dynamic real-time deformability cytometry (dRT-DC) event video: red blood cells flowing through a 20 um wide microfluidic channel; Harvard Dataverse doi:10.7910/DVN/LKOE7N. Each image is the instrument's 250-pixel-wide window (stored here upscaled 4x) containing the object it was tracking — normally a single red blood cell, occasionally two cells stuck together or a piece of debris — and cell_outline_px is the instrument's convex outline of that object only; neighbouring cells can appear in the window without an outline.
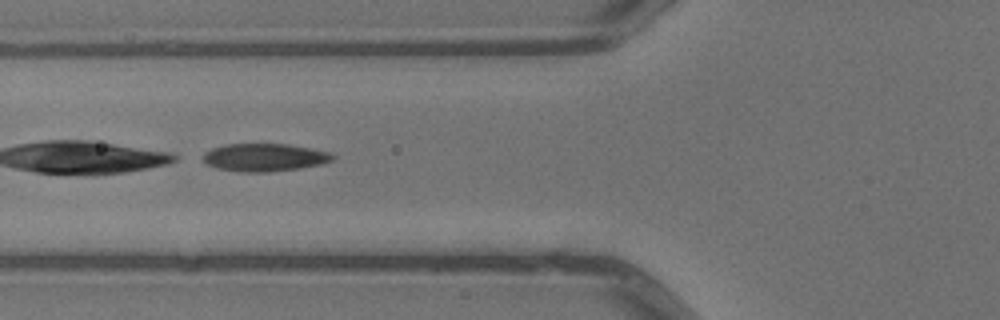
{"species": "common noctule bat (a hibernating species)", "species_latin": "Nyctalus noctula", "temperature_condition": "warm", "stored_images_in_passage": 8, "camera_frame_rate_fps": 3000, "um_per_image_px": 0.085, "animal": {"sex": "male", "body_mass_g": 13.3}, "frame": {"image": 1, "passage_image": 6, "time_ms": 1.667, "image_size_px": [1000, 320], "cell_outline_px": [[336, 156], [332, 160], [324, 164], [300, 168], [268, 172], [240, 172], [216, 168], [204, 164], [196, 156], [212, 148], [224, 144], [288, 144], [328, 152]], "centroid_in_image_um": [22.37, 13.39], "position_along_channel_um": 103.4, "area_um2": 21.44}}
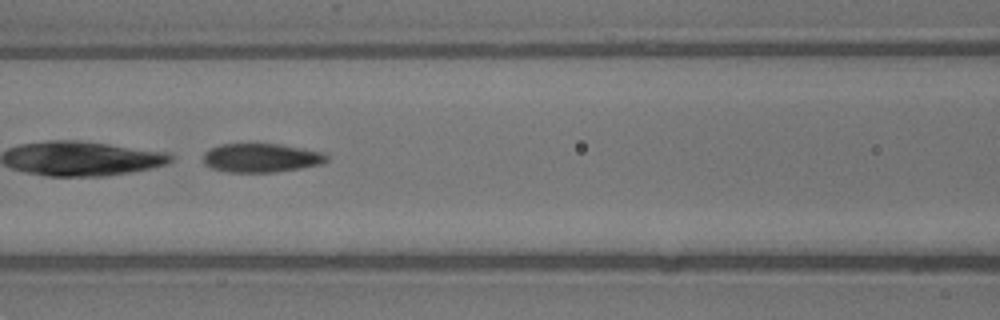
{"frame": {"image": 2, "passage_image": 7, "time_ms": 2.0, "image_size_px": [1000, 320], "cell_outline_px": [[328, 160], [320, 164], [300, 168], [276, 172], [228, 172], [212, 168], [204, 164], [204, 152], [208, 148], [220, 144], [280, 144], [328, 152]], "centroid_in_image_um": [22.23, 13.41], "position_along_channel_um": 144.4, "area_um2": 20.98}}
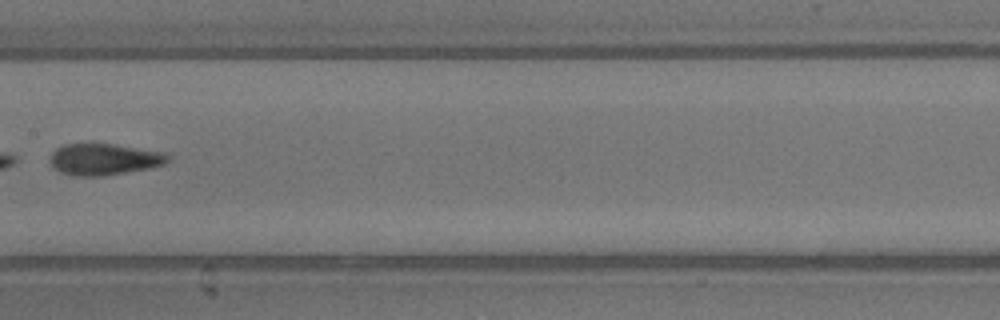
{"frame": {"image": 3, "passage_image": 8, "time_ms": 2.333, "image_size_px": [1000, 320], "cell_outline_px": [[172, 156], [164, 164], [148, 168], [104, 176], [76, 176], [60, 172], [52, 168], [52, 152], [56, 148], [64, 144], [116, 144], [164, 152]], "centroid_in_image_um": [8.86, 13.54], "position_along_channel_um": 198.5, "area_um2": 21.56}}